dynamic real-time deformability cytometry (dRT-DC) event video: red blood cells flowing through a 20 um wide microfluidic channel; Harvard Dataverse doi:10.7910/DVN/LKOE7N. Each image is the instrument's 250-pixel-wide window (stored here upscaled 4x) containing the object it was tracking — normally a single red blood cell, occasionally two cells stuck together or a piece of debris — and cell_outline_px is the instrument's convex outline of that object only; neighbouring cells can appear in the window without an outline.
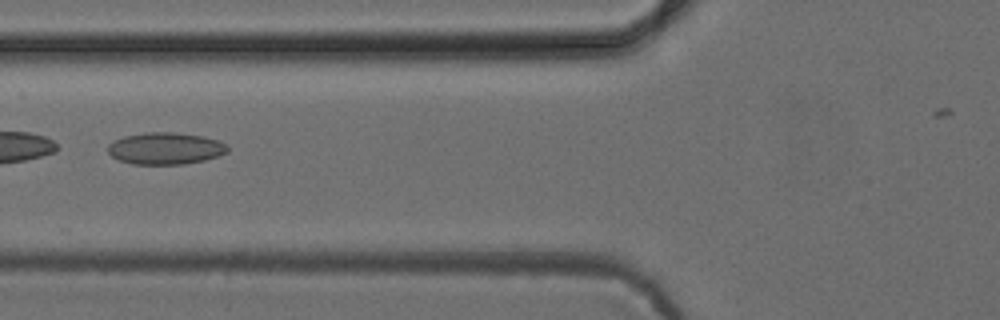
{"species": "common noctule bat (a hibernating species)", "species_latin": "Nyctalus noctula", "temperature_condition": "cold", "stored_images_in_passage": 2, "camera_frame_rate_fps": 3000, "um_per_image_px": 0.085, "animal": {"sex": "female", "body_mass_g": 24.6, "forearm_length_mm": 56.2}, "frame": {"image": 1, "passage_image": 2, "time_ms": 1.0, "image_size_px": [1000, 320], "cell_outline_px": [[228, 152], [204, 160], [184, 164], [132, 164], [120, 160], [112, 156], [108, 152], [108, 144], [124, 136], [148, 132], [172, 132], [204, 136], [228, 144]], "centroid_in_image_um": [14.07, 12.61], "position_along_channel_um": 111.7, "area_um2": 22.14}}